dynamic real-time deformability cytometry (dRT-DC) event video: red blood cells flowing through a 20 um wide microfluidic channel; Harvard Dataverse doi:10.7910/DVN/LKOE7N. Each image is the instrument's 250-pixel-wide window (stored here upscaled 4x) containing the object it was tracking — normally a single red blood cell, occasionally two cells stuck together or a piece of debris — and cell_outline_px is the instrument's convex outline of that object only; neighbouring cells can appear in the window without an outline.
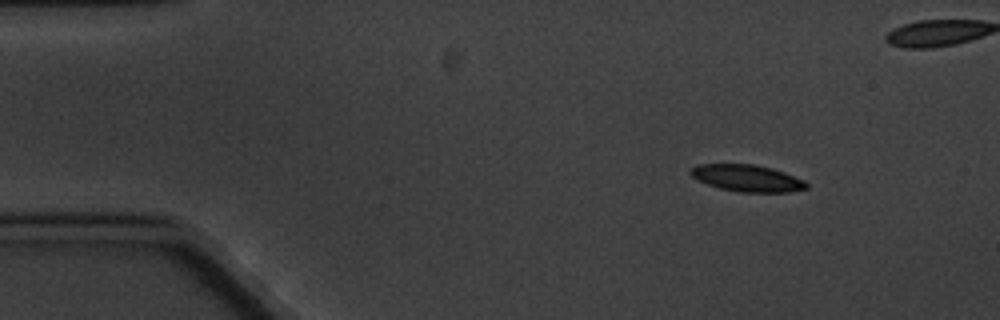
{"species": "common noctule bat (a hibernating species)", "species_latin": "Nyctalus noctula", "temperature_condition": "cold", "stored_images_in_passage": 4, "camera_frame_rate_fps": 3000, "um_per_image_px": 0.085, "animal": {"sex": "male", "body_mass_g": 20.1, "forearm_length_mm": 53.5}, "frame": {"image": 1, "passage_image": 1, "time_ms": 0.0, "image_size_px": [1000, 320], "cell_outline_px": [[808, 188], [788, 192], [736, 192], [720, 188], [696, 180], [688, 172], [696, 164], [756, 164], [772, 168], [784, 172], [804, 180], [808, 184]], "centroid_in_image_um": [63.49, 15.14], "position_along_channel_um": 21.5, "area_um2": 18.21}}